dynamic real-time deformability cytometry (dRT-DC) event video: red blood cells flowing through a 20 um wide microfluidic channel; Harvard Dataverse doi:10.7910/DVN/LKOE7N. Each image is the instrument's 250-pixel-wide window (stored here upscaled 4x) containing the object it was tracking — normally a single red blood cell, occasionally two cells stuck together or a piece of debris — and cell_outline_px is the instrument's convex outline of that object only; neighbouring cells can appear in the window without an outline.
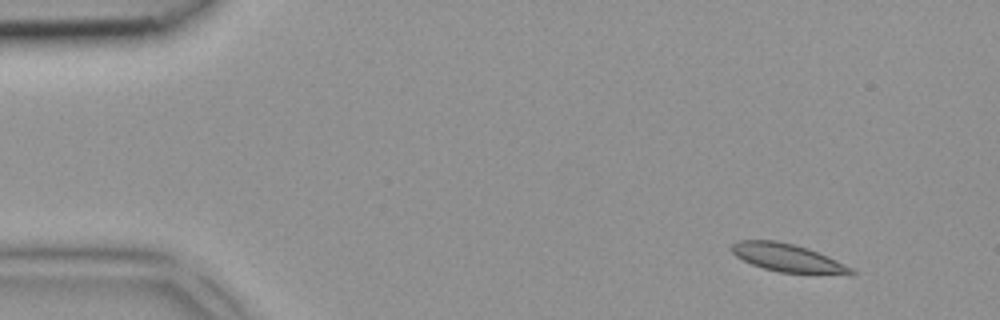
{"species": "common noctule bat (a hibernating species)", "species_latin": "Nyctalus noctula", "temperature_condition": "room temperature", "stored_images_in_passage": 4, "camera_frame_rate_fps": 3000, "um_per_image_px": 0.085, "animal": {"sex": "female", "body_mass_g": 18.4}, "frame": {"image": 1, "passage_image": 1, "time_ms": 0.0, "image_size_px": [1000, 320], "cell_outline_px": [[856, 272], [852, 276], [848, 276], [780, 272], [764, 268], [752, 264], [736, 256], [728, 248], [732, 244], [740, 240], [776, 240], [808, 248], [828, 256], [852, 268]], "centroid_in_image_um": [67.01, 21.94], "position_along_channel_um": 18.0, "area_um2": 19.83}}